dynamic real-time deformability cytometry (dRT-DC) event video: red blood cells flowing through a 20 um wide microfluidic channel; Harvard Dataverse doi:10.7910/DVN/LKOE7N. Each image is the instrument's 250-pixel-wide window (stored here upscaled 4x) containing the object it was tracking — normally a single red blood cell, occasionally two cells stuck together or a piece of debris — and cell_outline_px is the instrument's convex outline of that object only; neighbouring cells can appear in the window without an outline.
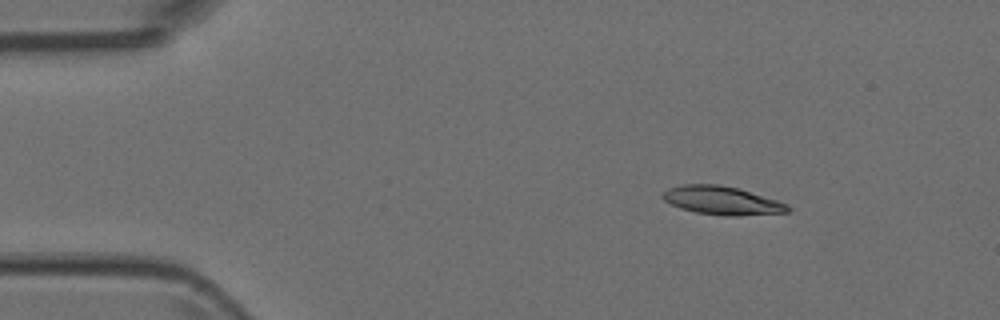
{"species": "Egyptian fruit bat (a non-hibernating species)", "species_latin": "Rousettus aegyptiacus", "temperature_condition": "room temperature", "stored_images_in_passage": 4, "camera_frame_rate_fps": 3000, "um_per_image_px": 0.085, "animal": {"sex": "female"}, "frame": {"image": 1, "passage_image": 2, "time_ms": 0.333, "image_size_px": [1000, 320], "cell_outline_px": [[792, 208], [788, 212], [736, 216], [724, 216], [696, 212], [680, 208], [664, 200], [660, 196], [668, 188], [684, 184], [720, 184], [736, 188], [776, 200], [788, 204]], "centroid_in_image_um": [61.35, 17.05], "position_along_channel_um": 23.6, "area_um2": 20.58}}